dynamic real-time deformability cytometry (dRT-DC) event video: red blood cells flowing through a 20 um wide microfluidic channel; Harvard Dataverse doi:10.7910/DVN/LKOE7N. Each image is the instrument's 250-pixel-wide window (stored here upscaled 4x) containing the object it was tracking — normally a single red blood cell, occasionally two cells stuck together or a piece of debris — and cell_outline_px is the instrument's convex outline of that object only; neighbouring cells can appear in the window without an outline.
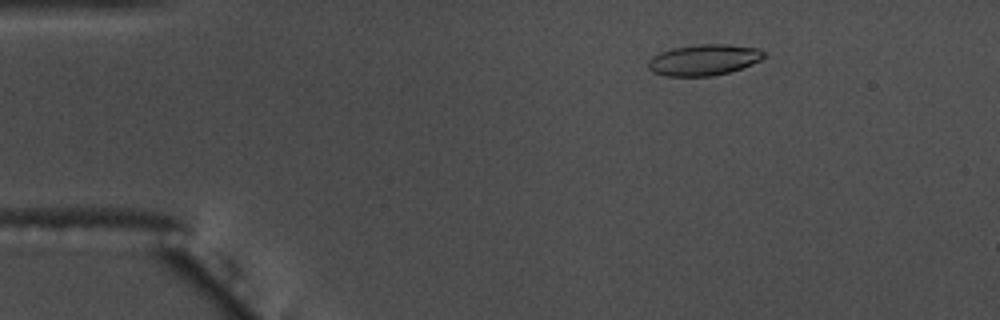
{"species": "common noctule bat (a hibernating species)", "species_latin": "Nyctalus noctula", "temperature_condition": "warm", "stored_images_in_passage": 48, "camera_frame_rate_fps": 3000, "um_per_image_px": 0.085, "animal": {"sex": "male", "body_mass_g": 17.5, "forearm_length_mm": 52.3}, "frame": {"image": 1, "passage_image": 1, "time_ms": 0.0, "image_size_px": [1000, 320], "cell_outline_px": [[768, 56], [752, 64], [728, 72], [712, 76], [664, 76], [652, 72], [648, 68], [648, 60], [652, 56], [660, 52], [672, 48], [700, 44], [728, 44], [756, 48], [764, 52]], "centroid_in_image_um": [59.8, 5.09], "position_along_channel_um": 25.2, "area_um2": 20.98}}
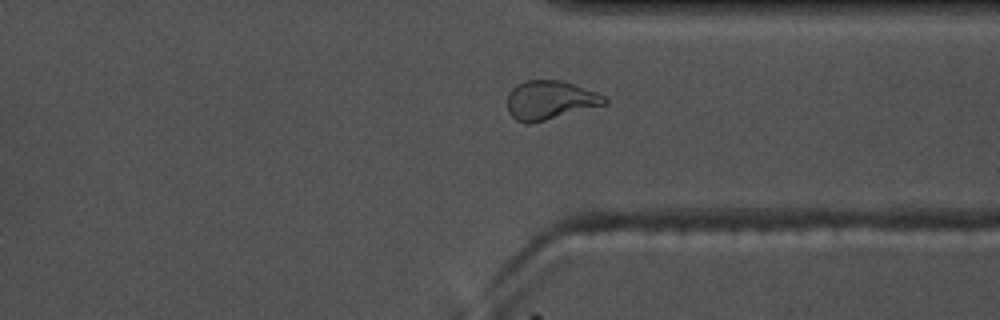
{"frame": {"image": 2, "passage_image": 35, "time_ms": 11.333, "image_size_px": [1000, 320], "cell_outline_px": [[608, 104], [532, 124], [524, 124], [516, 120], [508, 112], [508, 92], [516, 84], [524, 80], [560, 80], [596, 92], [604, 96], [608, 100]], "centroid_in_image_um": [46.73, 8.53], "position_along_channel_um": 364.7, "area_um2": 22.25}, "authors_computed_cell_mechanics": {"area_um2": 21.7328, "velocity_mm_per_s": 3.6198, "shape_relaxation_time_tau1_ms": null, "shape_relaxation_time_tau2_ms": 2.2021, "deformation_change_tau1": null, "deformation_change_tau2": 0.0875}}